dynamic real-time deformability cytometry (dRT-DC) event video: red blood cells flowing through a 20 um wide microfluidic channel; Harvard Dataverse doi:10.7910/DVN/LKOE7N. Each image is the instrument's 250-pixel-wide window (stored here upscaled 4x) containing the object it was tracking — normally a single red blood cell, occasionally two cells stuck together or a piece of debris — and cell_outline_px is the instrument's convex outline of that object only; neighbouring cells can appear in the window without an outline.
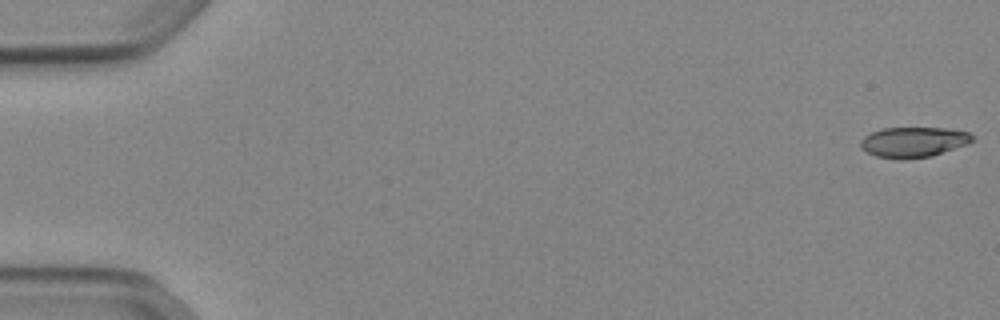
{"species": "Egyptian fruit bat (a non-hibernating species)", "species_latin": "Rousettus aegyptiacus", "temperature_condition": "cold", "stored_images_in_passage": 53, "camera_frame_rate_fps": 3000, "um_per_image_px": 0.085, "animal": {"sex": "female"}, "frame": {"image": 1, "passage_image": 1, "time_ms": 0.0, "image_size_px": [1000, 320], "cell_outline_px": [[976, 140], [968, 144], [932, 156], [904, 160], [900, 160], [876, 156], [860, 148], [860, 140], [864, 136], [872, 132], [884, 128], [944, 128], [968, 132]], "centroid_in_image_um": [77.64, 12.09], "position_along_channel_um": 7.4, "area_um2": 19.88}}
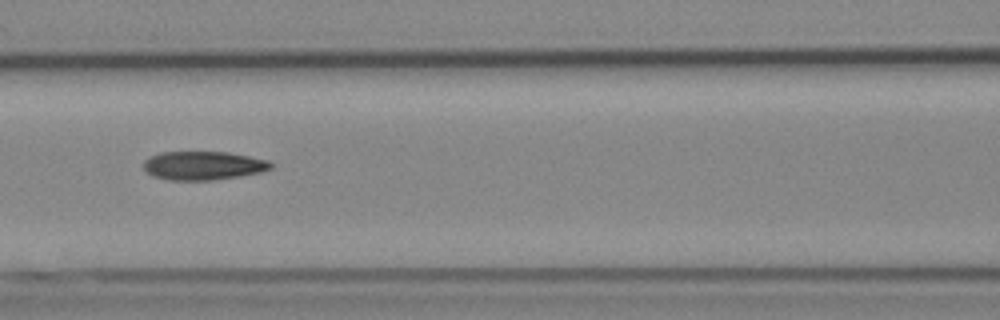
{"frame": {"image": 2, "passage_image": 24, "time_ms": 7.667, "image_size_px": [1000, 320], "cell_outline_px": [[272, 168], [260, 172], [240, 176], [212, 180], [164, 180], [152, 176], [144, 168], [144, 160], [148, 156], [160, 152], [228, 152], [268, 160], [272, 164]], "centroid_in_image_um": [17.24, 14.07], "position_along_channel_um": 149.4, "area_um2": 21.33}}
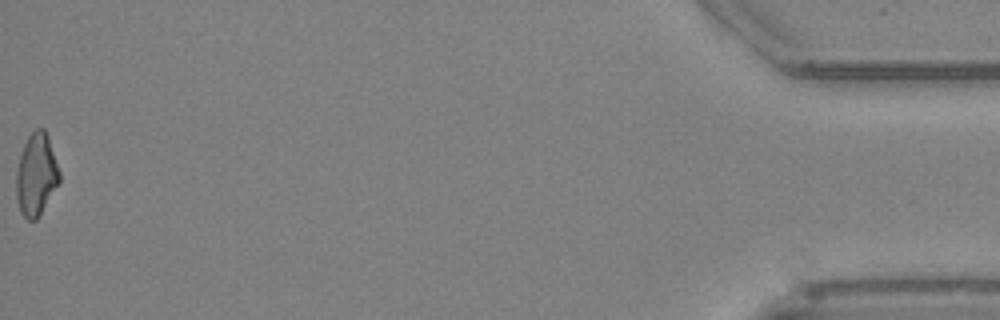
{"frame": {"image": 3, "passage_image": 53, "time_ms": 17.333, "image_size_px": [1000, 320], "cell_outline_px": [[60, 180], [36, 220], [28, 220], [20, 212], [16, 196], [16, 172], [20, 156], [24, 144], [28, 136], [36, 128], [44, 128], [48, 136], [60, 172]], "centroid_in_image_um": [3.07, 14.83], "position_along_channel_um": 432.1, "area_um2": 20.46}, "authors_computed_cell_mechanics": {"area_um2": 21.1548, "velocity_mm_per_s": 3.9132, "shape_relaxation_time_tau1_ms": 9.0182, "shape_relaxation_time_tau2_ms": 6.2727, "deformation_change_tau1": 0.2003, "deformation_change_tau2": 0.1492}}